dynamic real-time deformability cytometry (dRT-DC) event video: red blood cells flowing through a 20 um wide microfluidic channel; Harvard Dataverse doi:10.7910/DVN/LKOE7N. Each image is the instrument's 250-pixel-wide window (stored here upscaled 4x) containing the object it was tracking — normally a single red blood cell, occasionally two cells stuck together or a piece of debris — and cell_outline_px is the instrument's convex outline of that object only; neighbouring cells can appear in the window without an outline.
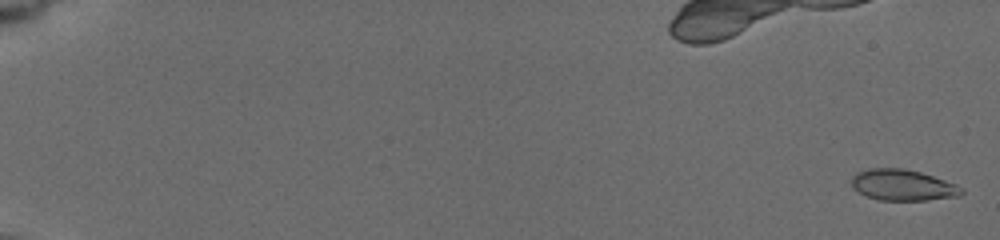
{"species": "common noctule bat (a hibernating species)", "species_latin": "Nyctalus noctula", "temperature_condition": "cold", "stored_images_in_passage": 41, "camera_frame_rate_fps": 3000, "um_per_image_px": 0.085, "animal": {"sex": "female", "body_mass_g": 19.5, "forearm_length_mm": 54.1}, "frame": {"image": 1, "passage_image": 1, "time_ms": 0.0, "image_size_px": [1000, 240], "cell_outline_px": [[964, 192], [960, 196], [928, 200], [880, 200], [868, 196], [852, 188], [852, 176], [856, 172], [868, 168], [904, 168], [920, 172], [956, 184], [964, 188]], "centroid_in_image_um": [76.74, 15.73], "position_along_channel_um": 8.3, "area_um2": 19.94}}
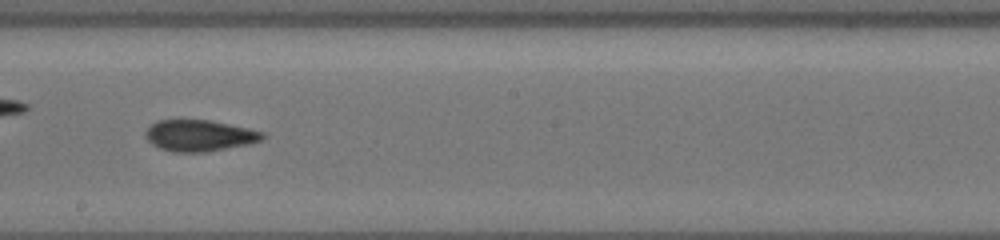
{"frame": {"image": 2, "passage_image": 23, "time_ms": 11.333, "image_size_px": [1000, 240], "cell_outline_px": [[268, 136], [260, 140], [248, 144], [208, 152], [172, 152], [160, 148], [152, 144], [144, 136], [144, 132], [156, 120], [208, 120], [248, 128], [264, 132]], "centroid_in_image_um": [16.94, 11.53], "position_along_channel_um": 231.3, "area_um2": 21.39}}
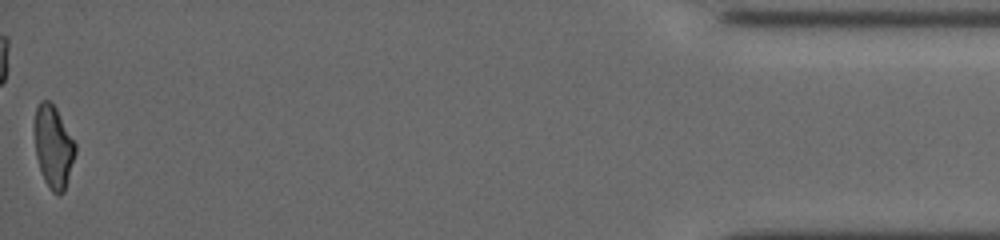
{"frame": {"image": 3, "passage_image": 41, "time_ms": 18.667, "image_size_px": [1000, 240], "cell_outline_px": [[76, 152], [64, 192], [60, 196], [56, 196], [48, 188], [40, 172], [36, 156], [36, 108], [40, 100], [48, 100], [56, 108], [76, 144]], "centroid_in_image_um": [4.56, 12.54], "position_along_channel_um": 430.6, "area_um2": 19.42}, "authors_computed_cell_mechanics": {"area_um2": 20.7502, "velocity_mm_per_s": 3.7582, "shape_relaxation_time_tau1_ms": 5.4188, "shape_relaxation_time_tau2_ms": 2.6937, "deformation_change_tau1": 0.1545, "deformation_change_tau2": 0.0825}}